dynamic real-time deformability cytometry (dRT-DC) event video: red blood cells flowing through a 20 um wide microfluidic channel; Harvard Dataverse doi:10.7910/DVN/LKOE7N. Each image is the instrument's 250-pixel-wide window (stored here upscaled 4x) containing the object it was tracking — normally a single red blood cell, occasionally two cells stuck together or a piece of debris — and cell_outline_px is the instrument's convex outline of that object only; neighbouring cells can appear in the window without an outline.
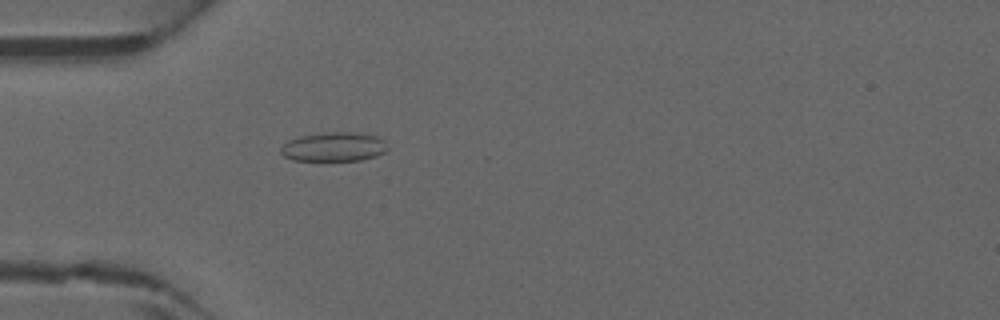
{"species": "common noctule bat (a hibernating species)", "species_latin": "Nyctalus noctula", "temperature_condition": "warm", "stored_images_in_passage": 38, "camera_frame_rate_fps": 3000, "um_per_image_px": 0.085, "animal": {"sex": "male", "forearm_length_mm": 52.5}, "frame": {"image": 1, "passage_image": 7, "time_ms": 2.0, "image_size_px": [1000, 320], "cell_outline_px": [[388, 148], [384, 152], [376, 156], [360, 160], [292, 160], [284, 156], [280, 152], [280, 148], [288, 140], [300, 136], [324, 132], [352, 132], [376, 136], [384, 140]], "centroid_in_image_um": [28.36, 12.47], "position_along_channel_um": 56.6, "area_um2": 18.09}}
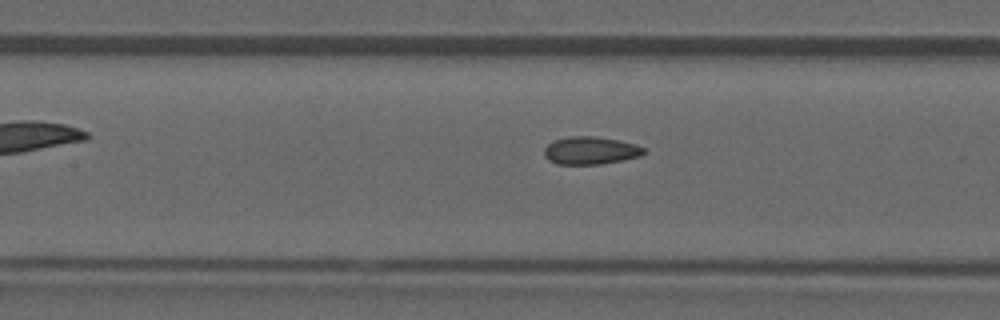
{"frame": {"image": 2, "passage_image": 14, "time_ms": 4.333, "image_size_px": [1000, 320], "cell_outline_px": [[648, 152], [640, 156], [600, 164], [556, 164], [548, 160], [544, 156], [544, 148], [552, 140], [568, 136], [596, 136], [620, 140], [636, 144], [644, 148]], "centroid_in_image_um": [50.18, 12.78], "position_along_channel_um": 157.2, "area_um2": 16.3}}
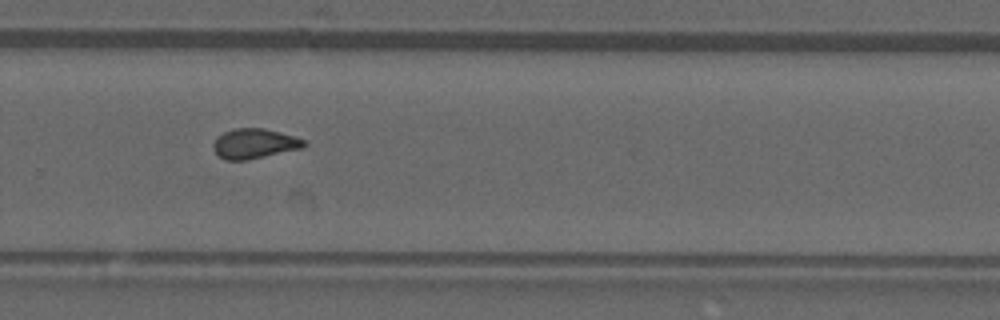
{"frame": {"image": 3, "passage_image": 24, "time_ms": 7.667, "image_size_px": [1000, 320], "cell_outline_px": [[308, 144], [304, 148], [248, 160], [228, 160], [220, 156], [212, 148], [212, 144], [216, 136], [224, 132], [236, 128], [264, 128], [280, 132], [304, 140]], "centroid_in_image_um": [21.63, 12.21], "position_along_channel_um": 308.2, "area_um2": 15.9}}